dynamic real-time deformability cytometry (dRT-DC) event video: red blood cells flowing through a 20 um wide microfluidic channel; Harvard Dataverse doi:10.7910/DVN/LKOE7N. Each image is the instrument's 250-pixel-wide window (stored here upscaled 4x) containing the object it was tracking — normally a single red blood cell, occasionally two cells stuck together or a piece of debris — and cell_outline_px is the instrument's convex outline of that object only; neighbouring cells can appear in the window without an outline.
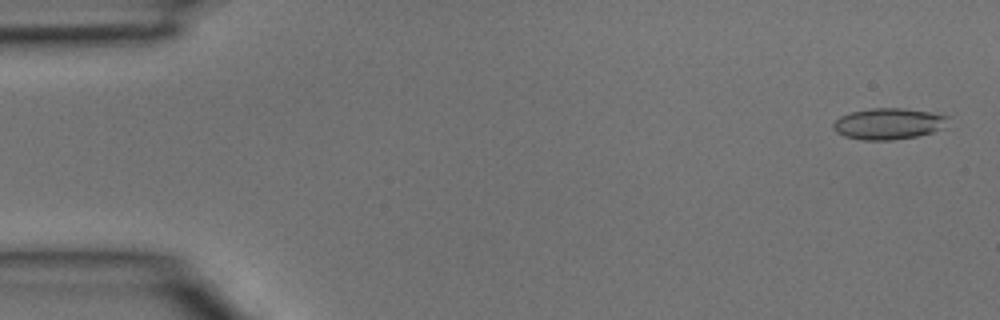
{"species": "common noctule bat (a hibernating species)", "species_latin": "Nyctalus noctula", "temperature_condition": "room temperature", "stored_images_in_passage": 41, "camera_frame_rate_fps": 3000, "um_per_image_px": 0.085, "animal": {"sex": "male", "body_mass_g": 15.6}, "frame": {"image": 1, "passage_image": 2, "time_ms": 0.333, "image_size_px": [1000, 320], "cell_outline_px": [[948, 116], [940, 128], [932, 132], [916, 136], [892, 140], [864, 140], [844, 136], [836, 132], [832, 128], [832, 124], [840, 116], [852, 112], [872, 108], [904, 108], [932, 112]], "centroid_in_image_um": [75.46, 10.51], "position_along_channel_um": 9.5, "area_um2": 20.63}}
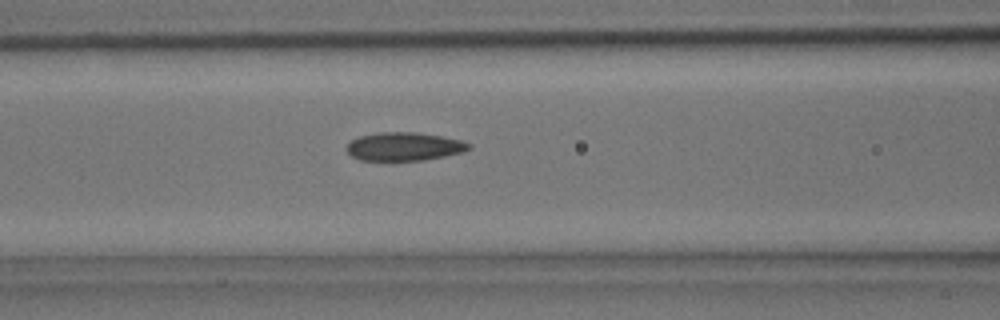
{"frame": {"image": 2, "passage_image": 17, "time_ms": 5.333, "image_size_px": [1000, 320], "cell_outline_px": [[472, 148], [460, 152], [444, 156], [424, 160], [360, 160], [352, 156], [344, 148], [352, 140], [360, 136], [384, 132], [416, 132], [440, 136], [460, 140], [472, 144]], "centroid_in_image_um": [34.35, 12.45], "position_along_channel_um": 132.3, "area_um2": 20.0}}
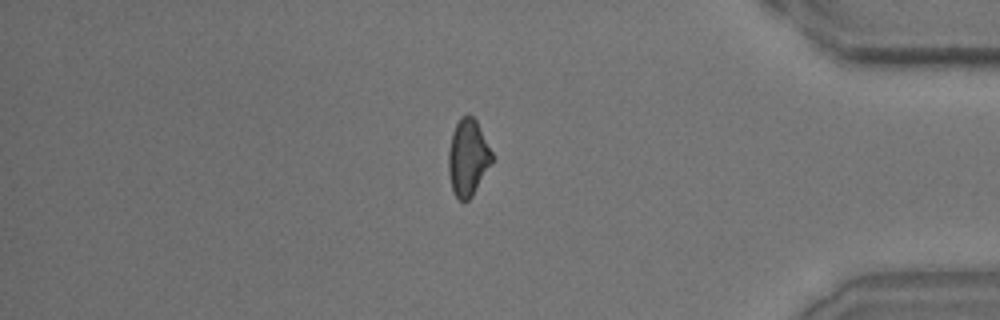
{"frame": {"image": 3, "passage_image": 35, "time_ms": 11.333, "image_size_px": [1000, 320], "cell_outline_px": [[492, 164], [472, 196], [464, 204], [456, 196], [452, 188], [448, 172], [448, 152], [452, 132], [460, 116], [472, 116], [476, 120], [492, 152]], "centroid_in_image_um": [39.77, 13.42], "position_along_channel_um": 395.4, "area_um2": 19.42}}